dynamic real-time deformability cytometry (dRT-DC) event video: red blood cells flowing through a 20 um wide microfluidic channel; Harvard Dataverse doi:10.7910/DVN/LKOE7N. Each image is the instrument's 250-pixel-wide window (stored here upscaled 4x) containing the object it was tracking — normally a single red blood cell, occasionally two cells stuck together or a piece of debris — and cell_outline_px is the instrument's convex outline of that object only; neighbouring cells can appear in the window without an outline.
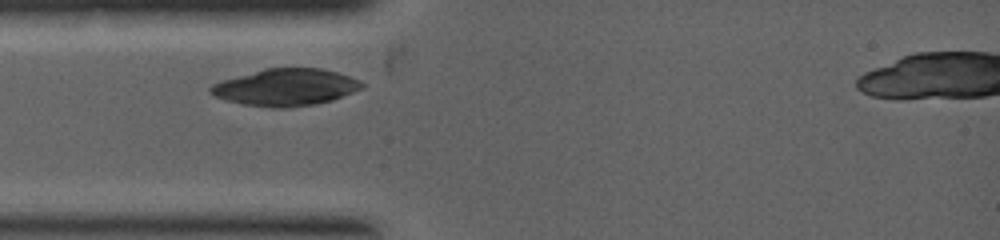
{"species": "common noctule bat (a hibernating species)", "species_latin": "Nyctalus noctula", "temperature_condition": "warm", "stored_images_in_passage": 3, "camera_frame_rate_fps": 5000, "um_per_image_px": 0.085, "animal": {"sex": "female", "body_mass_g": 19.0, "forearm_length_mm": 53.3}, "frame": {"image": 1, "passage_image": 2, "time_ms": 0.6, "image_size_px": [1000, 240], "cell_outline_px": [[364, 88], [332, 100], [316, 104], [288, 108], [272, 108], [244, 104], [228, 100], [216, 96], [208, 92], [208, 88], [212, 84], [220, 80], [264, 68], [320, 68], [336, 72], [360, 80], [364, 84]], "centroid_in_image_um": [24.27, 7.42], "position_along_channel_um": 60.7, "area_um2": 32.71}}